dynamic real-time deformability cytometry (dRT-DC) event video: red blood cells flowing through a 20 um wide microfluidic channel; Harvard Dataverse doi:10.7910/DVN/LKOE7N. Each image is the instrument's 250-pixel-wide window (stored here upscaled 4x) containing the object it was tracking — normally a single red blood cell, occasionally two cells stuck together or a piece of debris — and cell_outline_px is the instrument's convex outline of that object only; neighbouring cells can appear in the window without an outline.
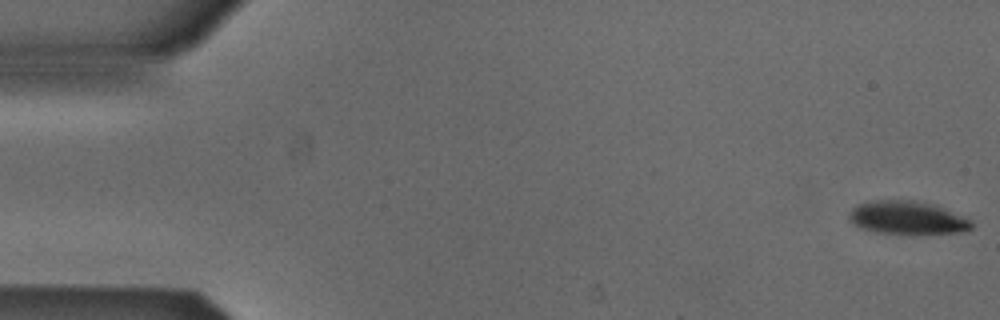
{"species": "Egyptian fruit bat (a non-hibernating species)", "species_latin": "Rousettus aegyptiacus", "temperature_condition": "cold", "stored_images_in_passage": 53, "camera_frame_rate_fps": 3000, "um_per_image_px": 0.085, "animal": {"sex": "male"}, "frame": {"image": 1, "passage_image": 1, "time_ms": 0.0, "image_size_px": [1000, 320], "cell_outline_px": [[972, 228], [964, 232], [908, 236], [876, 232], [860, 228], [848, 220], [848, 216], [852, 208], [856, 204], [876, 200], [916, 200], [936, 204], [964, 216], [972, 220]], "centroid_in_image_um": [77.15, 18.54], "position_along_channel_um": 7.8, "area_um2": 24.74}}
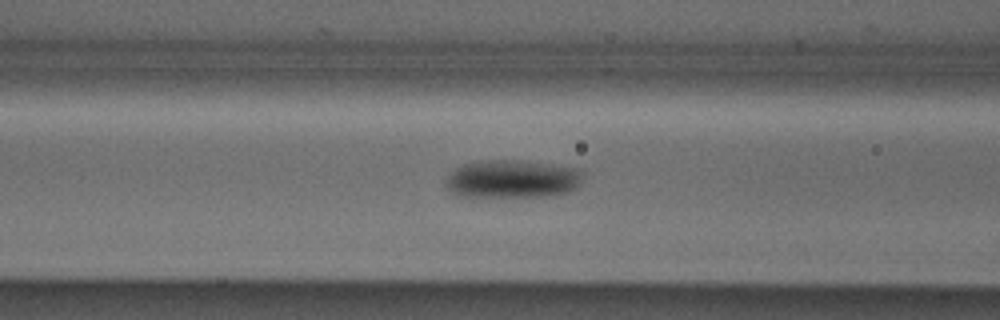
{"frame": {"image": 2, "passage_image": 21, "time_ms": 6.667, "image_size_px": [1000, 320], "cell_outline_px": [[580, 184], [576, 188], [568, 192], [552, 196], [456, 196], [444, 184], [448, 176], [456, 168], [464, 164], [476, 160], [520, 160], [580, 168]], "centroid_in_image_um": [43.53, 15.21], "position_along_channel_um": 123.1, "area_um2": 30.46}}
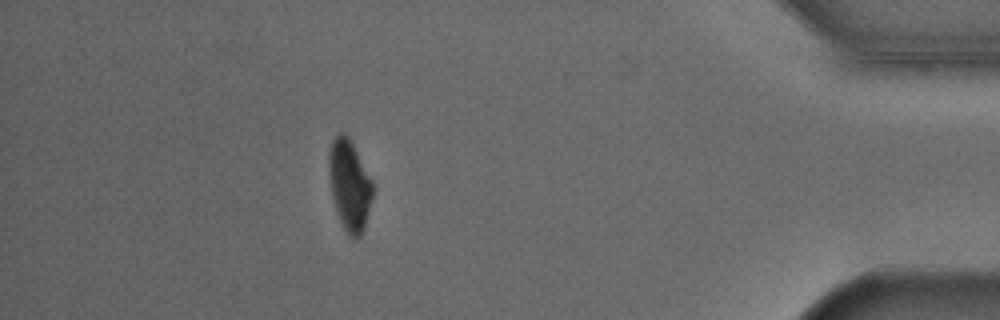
{"frame": {"image": 3, "passage_image": 47, "time_ms": 15.333, "image_size_px": [1000, 320], "cell_outline_px": [[372, 196], [364, 228], [360, 236], [356, 240], [352, 240], [348, 236], [336, 212], [332, 196], [328, 172], [328, 152], [332, 140], [340, 132], [344, 132], [348, 136], [372, 180]], "centroid_in_image_um": [29.68, 15.75], "position_along_channel_um": 405.5, "area_um2": 23.12}, "authors_computed_cell_mechanics": {"area_um2": 26.0678, "velocity_mm_per_s": 3.8647, "shape_relaxation_time_tau1_ms": 3.0441, "shape_relaxation_time_tau2_ms": null, "deformation_change_tau1": 0.124, "deformation_change_tau2": null}}